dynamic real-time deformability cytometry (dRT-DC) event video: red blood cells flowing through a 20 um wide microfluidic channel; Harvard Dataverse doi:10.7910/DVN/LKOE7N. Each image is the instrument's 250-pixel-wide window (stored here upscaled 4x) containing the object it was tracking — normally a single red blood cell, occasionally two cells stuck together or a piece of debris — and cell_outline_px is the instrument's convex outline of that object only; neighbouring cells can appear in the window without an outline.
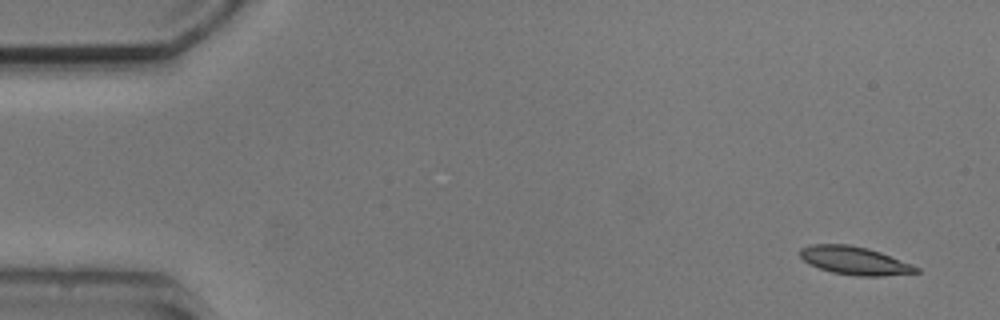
{"species": "common noctule bat (a hibernating species)", "species_latin": "Nyctalus noctula", "temperature_condition": "cold", "stored_images_in_passage": 5, "camera_frame_rate_fps": 3000, "um_per_image_px": 0.085, "animal": {"sex": "male", "body_mass_g": 20.5, "forearm_length_mm": 52.5}, "frame": {"image": 1, "passage_image": 1, "time_ms": 0.0, "image_size_px": [1000, 320], "cell_outline_px": [[920, 272], [880, 276], [856, 276], [832, 272], [808, 264], [800, 256], [800, 248], [812, 244], [848, 244], [868, 248], [880, 252], [912, 264], [920, 268]], "centroid_in_image_um": [72.64, 22.15], "position_along_channel_um": 12.4, "area_um2": 19.02}}
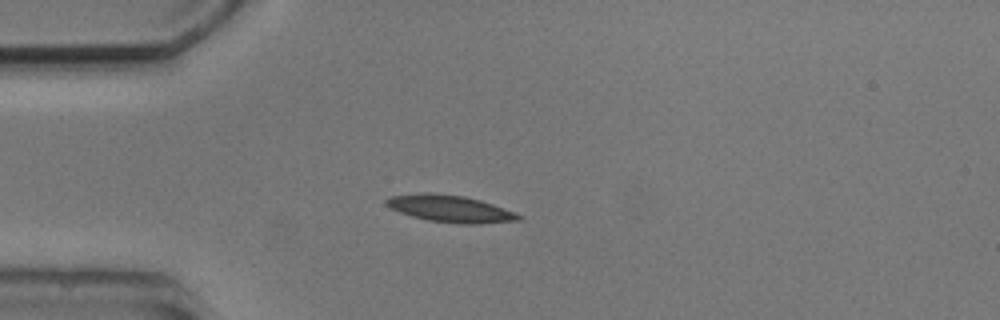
{"frame": {"image": 2, "passage_image": 4, "time_ms": 3.667, "image_size_px": [1000, 320], "cell_outline_px": [[524, 216], [520, 220], [480, 224], [460, 224], [428, 220], [412, 216], [400, 212], [384, 204], [384, 200], [392, 196], [428, 192], [464, 196], [480, 200], [516, 212]], "centroid_in_image_um": [38.3, 17.74], "position_along_channel_um": 46.7, "area_um2": 20.75}}